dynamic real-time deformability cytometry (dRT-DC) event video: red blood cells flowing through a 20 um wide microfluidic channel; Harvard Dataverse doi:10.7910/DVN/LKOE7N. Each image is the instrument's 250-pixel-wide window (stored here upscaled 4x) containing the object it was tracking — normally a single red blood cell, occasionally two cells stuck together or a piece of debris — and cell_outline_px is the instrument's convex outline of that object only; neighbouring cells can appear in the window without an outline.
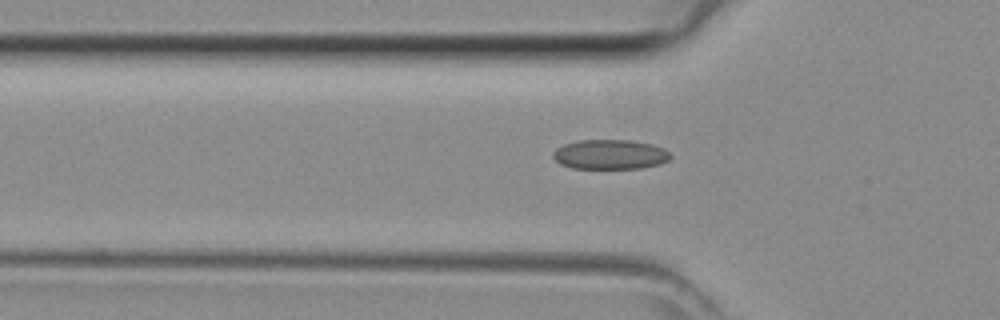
{"species": "common noctule bat (a hibernating species)", "species_latin": "Nyctalus noctula", "temperature_condition": "room temperature", "stored_images_in_passage": 24, "camera_frame_rate_fps": 3000, "um_per_image_px": 0.085, "animal": {"sex": "female", "body_mass_g": 29.2, "forearm_length_mm": 56.3}, "frame": {"image": 1, "passage_image": 2, "time_ms": 0.333, "image_size_px": [1000, 320], "cell_outline_px": [[672, 156], [668, 160], [660, 164], [640, 168], [572, 168], [560, 164], [552, 156], [552, 152], [556, 148], [564, 144], [580, 140], [628, 140], [652, 144], [664, 148]], "centroid_in_image_um": [51.84, 13.12], "position_along_channel_um": 74.0, "area_um2": 20.29}}
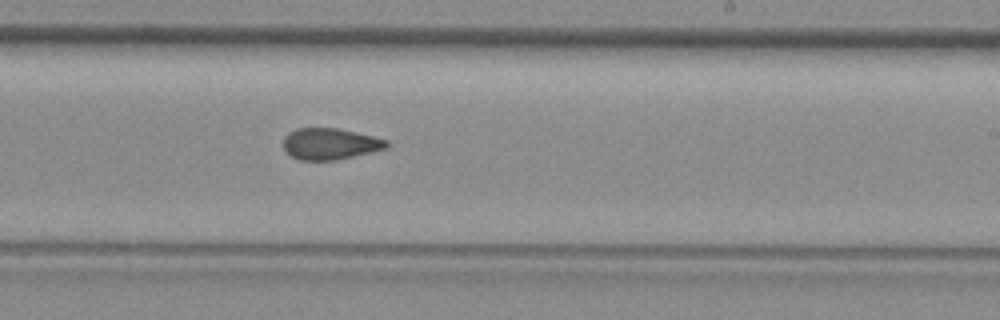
{"frame": {"image": 2, "passage_image": 14, "time_ms": 4.333, "image_size_px": [1000, 320], "cell_outline_px": [[388, 148], [336, 160], [300, 160], [292, 156], [284, 148], [284, 136], [288, 132], [296, 128], [336, 128], [372, 136], [388, 140]], "centroid_in_image_um": [28.05, 12.22], "position_along_channel_um": 261.0, "area_um2": 18.73}}
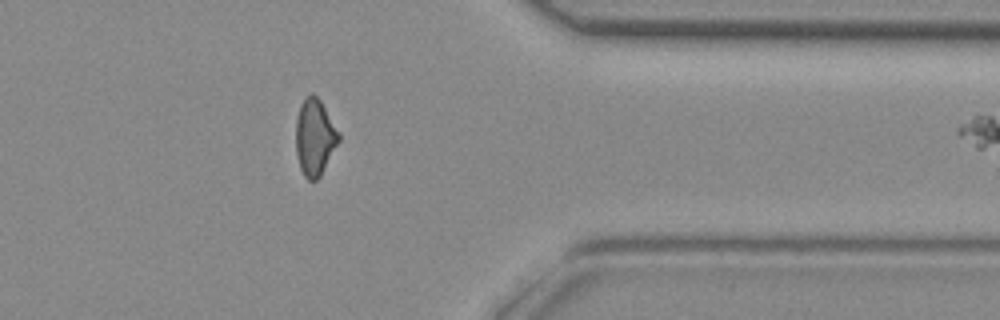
{"frame": {"image": 3, "passage_image": 23, "time_ms": 7.333, "image_size_px": [1000, 320], "cell_outline_px": [[340, 140], [320, 176], [316, 180], [308, 180], [304, 176], [300, 168], [296, 152], [296, 120], [300, 104], [312, 92], [320, 100], [340, 132]], "centroid_in_image_um": [26.76, 11.67], "position_along_channel_um": 384.6, "area_um2": 19.07}}